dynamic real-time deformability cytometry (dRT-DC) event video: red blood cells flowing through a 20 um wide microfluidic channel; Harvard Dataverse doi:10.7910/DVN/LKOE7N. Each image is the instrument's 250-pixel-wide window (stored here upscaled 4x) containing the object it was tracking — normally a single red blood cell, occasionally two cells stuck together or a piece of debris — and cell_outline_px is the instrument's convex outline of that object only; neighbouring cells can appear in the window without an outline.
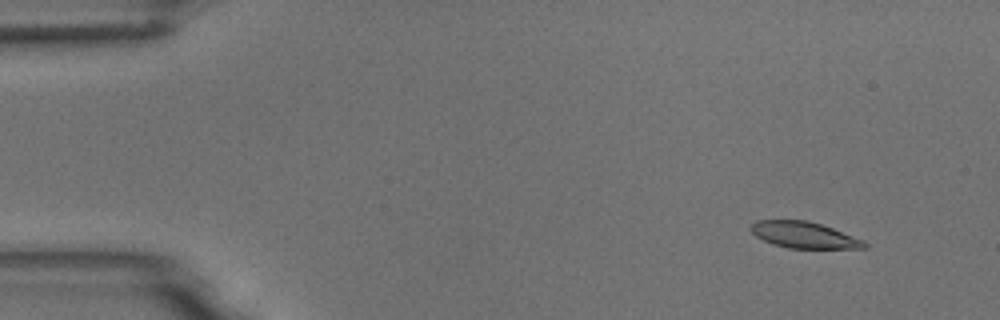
{"species": "common noctule bat (a hibernating species)", "species_latin": "Nyctalus noctula", "temperature_condition": "room temperature", "stored_images_in_passage": 4, "camera_frame_rate_fps": 3000, "um_per_image_px": 0.085, "animal": {"sex": "male", "body_mass_g": 18.8}, "frame": {"image": 1, "passage_image": 1, "time_ms": 0.0, "image_size_px": [1000, 320], "cell_outline_px": [[868, 248], [788, 248], [772, 244], [756, 236], [748, 228], [756, 220], [808, 220], [832, 228], [864, 240], [868, 244]], "centroid_in_image_um": [68.34, 19.97], "position_along_channel_um": 16.7, "area_um2": 17.4}}
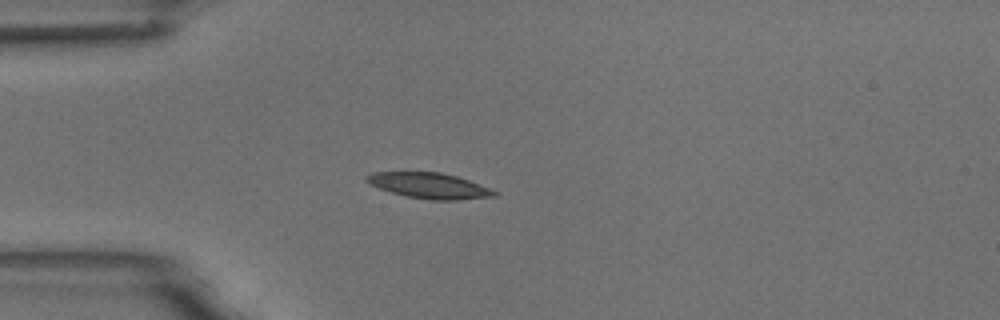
{"frame": {"image": 2, "passage_image": 4, "time_ms": 1.0, "image_size_px": [1000, 320], "cell_outline_px": [[496, 196], [460, 200], [432, 200], [408, 196], [392, 192], [368, 184], [364, 180], [364, 176], [372, 172], [440, 172], [456, 176], [468, 180], [488, 188], [496, 192]], "centroid_in_image_um": [36.43, 15.77], "position_along_channel_um": 48.6, "area_um2": 18.9}}